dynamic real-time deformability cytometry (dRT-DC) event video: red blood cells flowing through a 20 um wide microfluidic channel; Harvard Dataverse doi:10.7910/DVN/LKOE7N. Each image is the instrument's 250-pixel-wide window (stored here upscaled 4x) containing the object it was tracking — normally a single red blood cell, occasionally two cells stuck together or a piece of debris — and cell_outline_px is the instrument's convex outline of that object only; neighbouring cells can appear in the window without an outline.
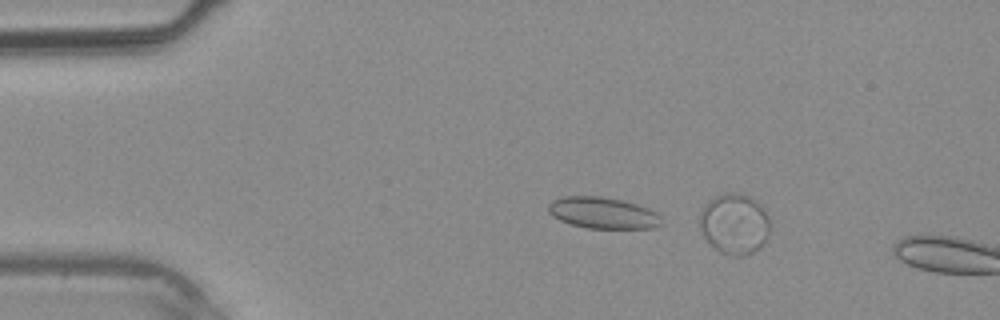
{"species": "common noctule bat (a hibernating species)", "species_latin": "Nyctalus noctula", "temperature_condition": "warm", "stored_images_in_passage": 7, "camera_frame_rate_fps": 3000, "um_per_image_px": 0.085, "animal": {"sex": "male", "body_mass_g": 20.4}, "frame": {"image": 1, "passage_image": 6, "time_ms": 1.667, "image_size_px": [1000, 320], "cell_outline_px": [[664, 224], [656, 228], [588, 228], [572, 224], [560, 220], [552, 216], [548, 212], [548, 204], [552, 200], [564, 196], [600, 196], [620, 200], [636, 204], [648, 208], [656, 212], [660, 216]], "centroid_in_image_um": [51.26, 18.1], "position_along_channel_um": 33.7, "area_um2": 20.75}}